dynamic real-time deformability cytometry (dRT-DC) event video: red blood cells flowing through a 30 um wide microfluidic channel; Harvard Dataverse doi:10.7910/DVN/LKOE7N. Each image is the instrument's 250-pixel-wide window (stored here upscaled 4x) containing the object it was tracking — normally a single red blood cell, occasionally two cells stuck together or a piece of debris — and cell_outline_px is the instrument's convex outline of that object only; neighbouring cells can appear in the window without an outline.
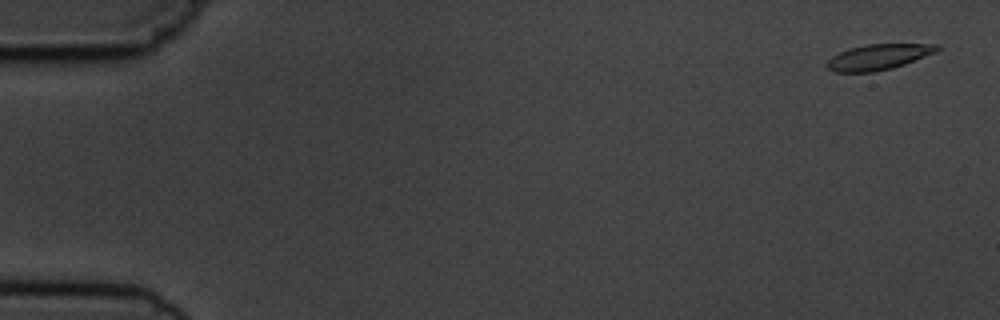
{"species": "common noctule bat (a hibernating species)", "species_latin": "Nyctalus noctula", "temperature_condition": "cold", "stored_images_in_passage": 4, "camera_frame_rate_fps": 3000, "um_per_image_px": 0.085, "animal": {"sex": "male", "body_mass_g": 19.5, "forearm_length_mm": 54.6}, "frame": {"image": 1, "passage_image": 1, "time_ms": 0.0, "image_size_px": [1000, 320], "cell_outline_px": [[940, 48], [936, 52], [904, 64], [892, 68], [872, 72], [832, 72], [824, 64], [832, 56], [848, 48], [864, 44], [940, 44]], "centroid_in_image_um": [74.63, 4.84], "position_along_channel_um": 10.4, "area_um2": 16.47}}